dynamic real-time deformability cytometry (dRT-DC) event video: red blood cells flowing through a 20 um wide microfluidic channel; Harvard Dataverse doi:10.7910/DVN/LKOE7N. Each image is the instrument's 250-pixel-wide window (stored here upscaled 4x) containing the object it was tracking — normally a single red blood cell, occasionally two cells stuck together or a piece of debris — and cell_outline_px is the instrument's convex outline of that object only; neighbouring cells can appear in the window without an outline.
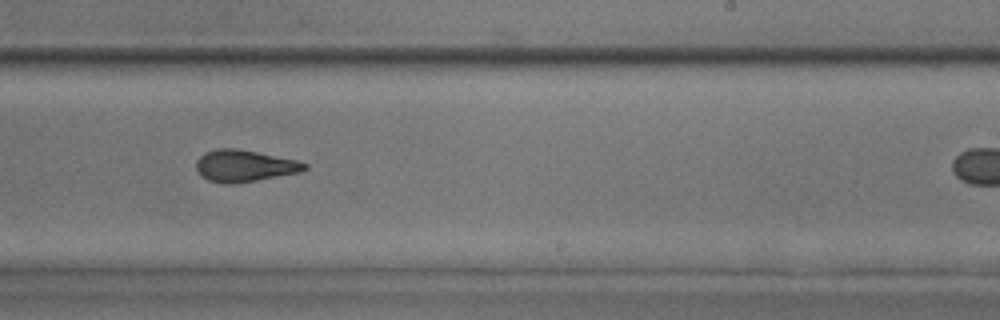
{"species": "common noctule bat (a hibernating species)", "species_latin": "Nyctalus noctula", "temperature_condition": "room temperature", "stored_images_in_passage": 25, "camera_frame_rate_fps": 3000, "um_per_image_px": 0.085, "animal": {"sex": "male", "body_mass_g": 17.9, "forearm_length_mm": 54.2}, "frame": {"image": 1, "passage_image": 15, "time_ms": 4.667, "image_size_px": [1000, 320], "cell_outline_px": [[308, 168], [300, 172], [236, 184], [224, 184], [208, 180], [200, 176], [196, 168], [196, 160], [204, 152], [220, 148], [232, 148], [256, 152], [296, 160], [308, 164]], "centroid_in_image_um": [20.74, 14.11], "position_along_channel_um": 268.3, "area_um2": 20.06}}
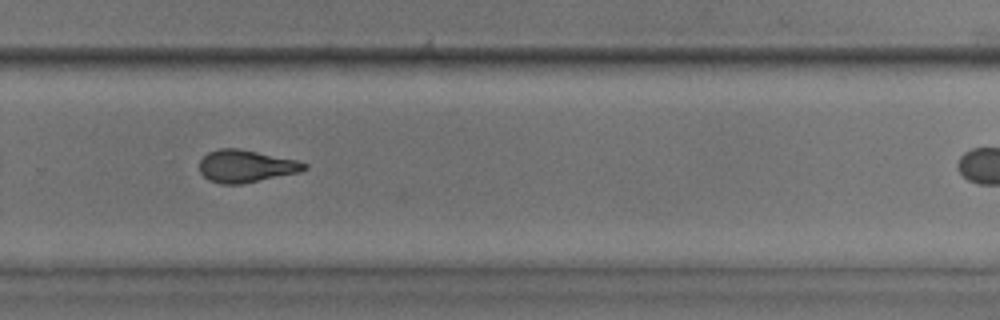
{"frame": {"image": 2, "passage_image": 18, "time_ms": 5.667, "image_size_px": [1000, 320], "cell_outline_px": [[308, 168], [300, 172], [240, 184], [220, 184], [208, 180], [200, 172], [200, 160], [208, 152], [220, 148], [240, 148], [296, 160], [308, 164]], "centroid_in_image_um": [20.89, 14.12], "position_along_channel_um": 308.9, "area_um2": 19.77}}